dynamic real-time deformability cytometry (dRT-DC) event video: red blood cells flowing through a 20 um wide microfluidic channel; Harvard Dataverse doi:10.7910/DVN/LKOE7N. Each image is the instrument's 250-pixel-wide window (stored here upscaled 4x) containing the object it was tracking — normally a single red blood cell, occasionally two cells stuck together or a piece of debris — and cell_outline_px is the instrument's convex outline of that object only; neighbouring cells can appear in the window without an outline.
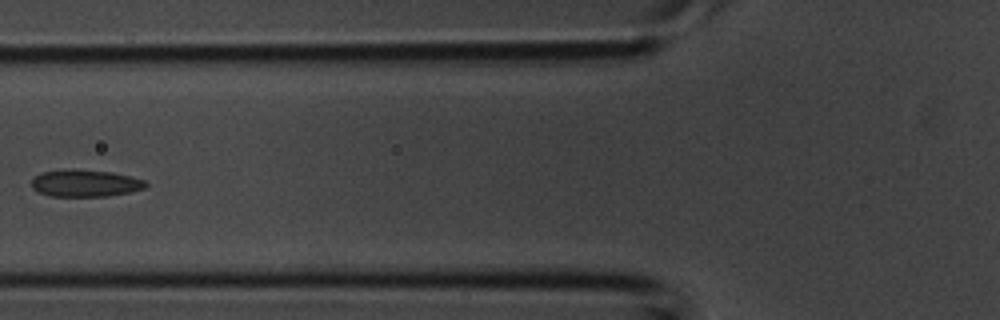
{"species": "common noctule bat (a hibernating species)", "species_latin": "Nyctalus noctula", "temperature_condition": "room temperature", "stored_images_in_passage": 4, "camera_frame_rate_fps": 3000, "um_per_image_px": 0.085, "animal": {"sex": "male", "body_mass_g": 20.1, "forearm_length_mm": 53.5}, "frame": {"image": 1, "passage_image": 4, "time_ms": 1.0, "image_size_px": [1000, 320], "cell_outline_px": [[148, 184], [144, 188], [128, 192], [108, 196], [48, 196], [32, 188], [32, 176], [40, 172], [76, 168], [112, 172], [132, 176], [148, 180]], "centroid_in_image_um": [7.25, 15.55], "position_along_channel_um": 118.6, "area_um2": 18.32}}